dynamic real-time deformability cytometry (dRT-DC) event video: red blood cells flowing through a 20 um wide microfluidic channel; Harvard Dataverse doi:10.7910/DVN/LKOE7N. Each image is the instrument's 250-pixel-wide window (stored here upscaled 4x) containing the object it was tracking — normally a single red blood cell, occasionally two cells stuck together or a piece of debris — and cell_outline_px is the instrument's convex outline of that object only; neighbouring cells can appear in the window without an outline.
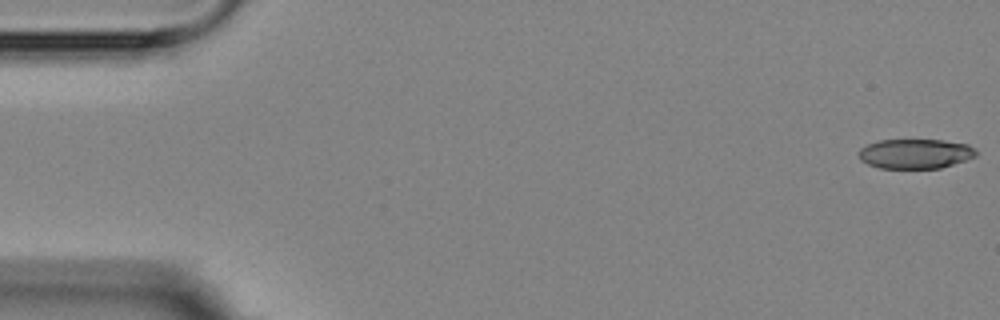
{"species": "Egyptian fruit bat (a non-hibernating species)", "species_latin": "Rousettus aegyptiacus", "temperature_condition": "room temperature", "stored_images_in_passage": 6, "segment_of_instrument_passage": [1, 2], "camera_frame_rate_fps": 3000, "um_per_image_px": 0.085, "animal": {"sex": "female"}, "frame": {"image": 1, "passage_image": 1, "time_ms": 0.0, "image_size_px": [1000, 320], "cell_outline_px": [[976, 156], [940, 168], [880, 168], [868, 164], [860, 160], [856, 152], [860, 148], [868, 144], [880, 140], [944, 140], [968, 144], [976, 148]], "centroid_in_image_um": [77.77, 13.06], "position_along_channel_um": 7.2, "area_um2": 20.35}}
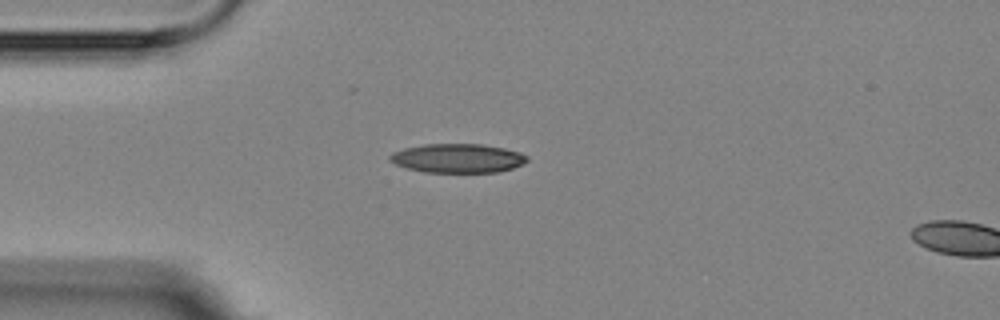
{"frame": {"image": 2, "passage_image": 5, "time_ms": 4.333, "image_size_px": [1000, 320], "cell_outline_px": [[528, 160], [512, 168], [496, 172], [424, 172], [408, 168], [396, 164], [388, 160], [388, 156], [392, 152], [404, 148], [424, 144], [480, 144], [504, 148], [520, 152], [528, 156]], "centroid_in_image_um": [38.87, 13.44], "position_along_channel_um": 46.1, "area_um2": 23.12}}